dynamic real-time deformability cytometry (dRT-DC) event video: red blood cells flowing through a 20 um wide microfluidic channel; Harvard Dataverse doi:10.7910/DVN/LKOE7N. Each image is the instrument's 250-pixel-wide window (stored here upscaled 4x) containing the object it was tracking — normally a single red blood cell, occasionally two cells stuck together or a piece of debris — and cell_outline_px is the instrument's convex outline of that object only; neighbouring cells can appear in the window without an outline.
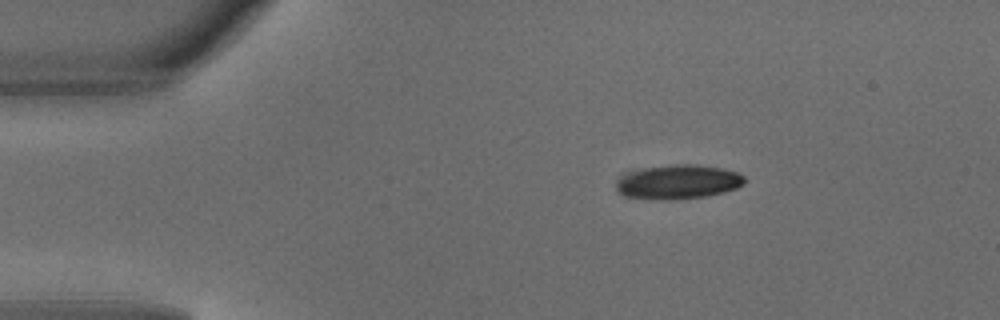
{"species": "common noctule bat (a hibernating species)", "species_latin": "Nyctalus noctula", "temperature_condition": "warm", "stored_images_in_passage": 5, "camera_frame_rate_fps": 3000, "um_per_image_px": 0.085, "animal": {"sex": "male", "body_mass_g": 18.8}, "frame": {"image": 1, "passage_image": 5, "time_ms": 1.333, "image_size_px": [1000, 320], "cell_outline_px": [[744, 184], [736, 188], [724, 192], [708, 196], [668, 200], [624, 196], [616, 192], [616, 180], [624, 172], [644, 168], [676, 164], [696, 164], [720, 168], [736, 172], [744, 176]], "centroid_in_image_um": [57.59, 15.46], "position_along_channel_um": 27.4, "area_um2": 25.72}}